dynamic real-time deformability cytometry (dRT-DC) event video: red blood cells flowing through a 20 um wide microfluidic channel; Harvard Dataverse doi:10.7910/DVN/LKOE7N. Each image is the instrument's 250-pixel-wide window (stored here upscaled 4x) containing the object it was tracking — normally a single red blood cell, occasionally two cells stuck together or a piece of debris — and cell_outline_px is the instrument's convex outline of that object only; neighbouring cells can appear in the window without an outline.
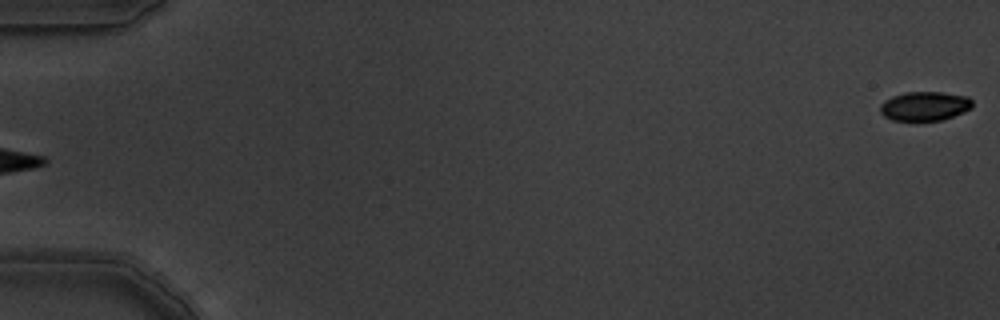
{"species": "common noctule bat (a hibernating species)", "species_latin": "Nyctalus noctula", "temperature_condition": "warm", "stored_images_in_passage": 6, "segment_of_instrument_passage": [2, 2], "camera_frame_rate_fps": 3000, "um_per_image_px": 0.085, "animal": {"sex": "male", "body_mass_g": 19.5, "forearm_length_mm": 54.6}, "frame": {"image": 1, "passage_image": 6, "time_ms": 1.667, "image_size_px": [1000, 320], "cell_outline_px": [[972, 108], [964, 112], [940, 120], [892, 120], [884, 116], [880, 112], [880, 104], [884, 100], [892, 96], [904, 92], [940, 92], [968, 96], [972, 100]], "centroid_in_image_um": [78.59, 9.01], "position_along_channel_um": 6.4, "area_um2": 15.66}}